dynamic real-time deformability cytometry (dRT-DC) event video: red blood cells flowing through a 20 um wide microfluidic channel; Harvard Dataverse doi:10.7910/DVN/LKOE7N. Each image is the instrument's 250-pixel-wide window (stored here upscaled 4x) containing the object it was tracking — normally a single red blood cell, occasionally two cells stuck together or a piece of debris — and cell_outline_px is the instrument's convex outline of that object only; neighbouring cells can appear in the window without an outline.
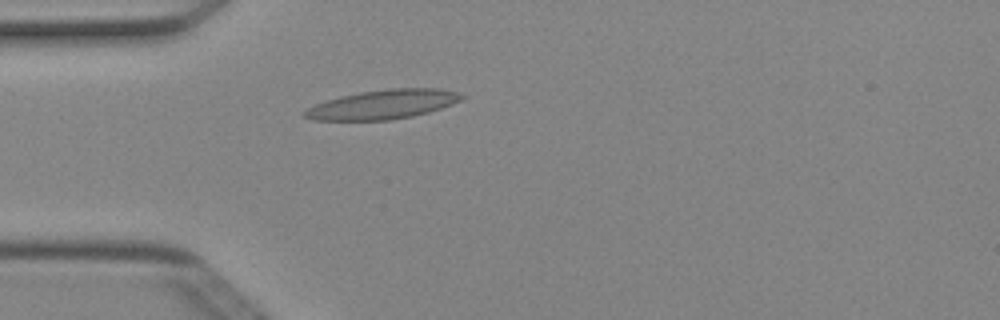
{"species": "Egyptian fruit bat (a non-hibernating species)", "species_latin": "Rousettus aegyptiacus", "temperature_condition": "cold", "stored_images_in_passage": 48, "camera_frame_rate_fps": 3000, "um_per_image_px": 0.085, "animal": {"sex": "female"}, "frame": {"image": 1, "passage_image": 12, "time_ms": 3.667, "image_size_px": [1000, 320], "cell_outline_px": [[468, 96], [452, 104], [428, 112], [412, 116], [392, 120], [312, 120], [304, 116], [300, 112], [316, 104], [340, 96], [360, 92], [392, 88], [440, 88], [460, 92]], "centroid_in_image_um": [32.58, 8.87], "position_along_channel_um": 52.4, "area_um2": 26.82}}
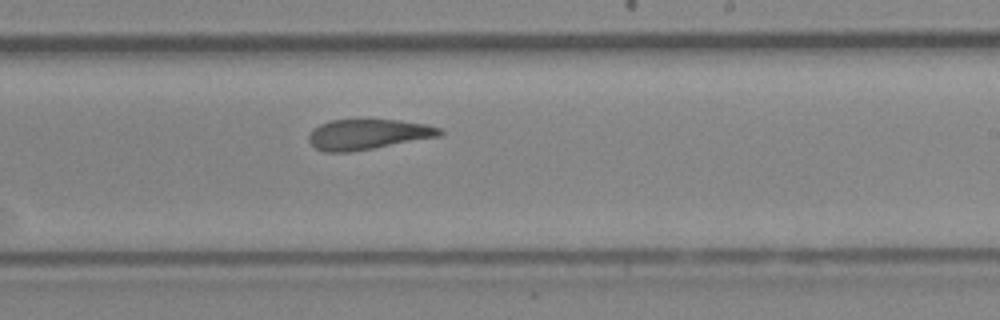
{"frame": {"image": 2, "passage_image": 28, "time_ms": 9.0, "image_size_px": [1000, 320], "cell_outline_px": [[444, 132], [440, 136], [372, 148], [348, 152], [324, 152], [316, 148], [308, 140], [308, 136], [312, 128], [320, 124], [332, 120], [400, 120], [428, 124], [440, 128]], "centroid_in_image_um": [31.26, 11.41], "position_along_channel_um": 257.7, "area_um2": 23.0}}
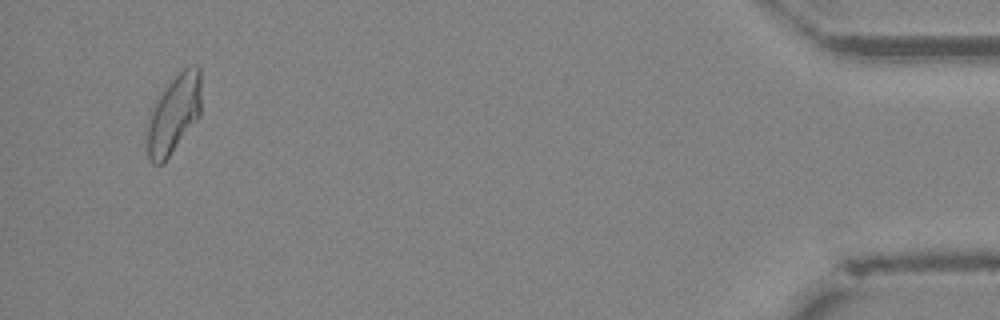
{"frame": {"image": 3, "passage_image": 46, "time_ms": 15.0, "image_size_px": [1000, 320], "cell_outline_px": [[200, 116], [164, 164], [152, 164], [148, 156], [148, 116], [156, 100], [168, 84], [184, 68], [192, 64], [200, 64]], "centroid_in_image_um": [14.79, 9.71], "position_along_channel_um": 420.4, "area_um2": 24.74}, "authors_computed_cell_mechanics": {"area_um2": 24.3627, "velocity_mm_per_s": 3.9969, "shape_relaxation_time_tau1_ms": null, "shape_relaxation_time_tau2_ms": 3.1665, "deformation_change_tau1": null, "deformation_change_tau2": 0.1261}}